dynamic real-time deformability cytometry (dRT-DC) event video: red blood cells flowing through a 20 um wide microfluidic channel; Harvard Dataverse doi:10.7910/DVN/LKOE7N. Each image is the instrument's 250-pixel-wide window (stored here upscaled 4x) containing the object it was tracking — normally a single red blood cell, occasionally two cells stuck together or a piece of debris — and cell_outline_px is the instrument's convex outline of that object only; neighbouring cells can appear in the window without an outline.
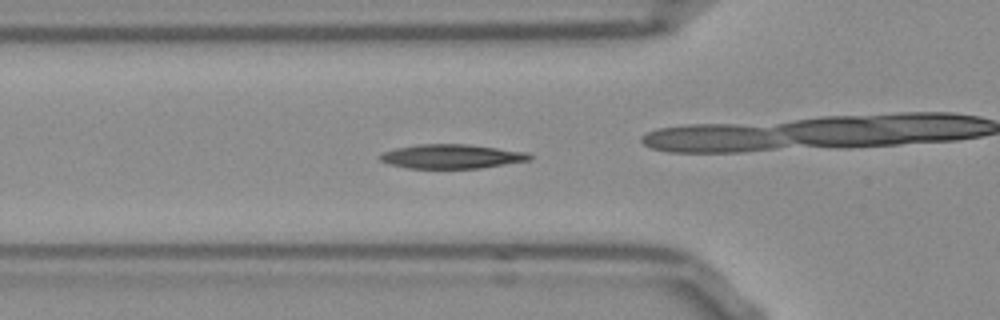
{"species": "Egyptian fruit bat (a non-hibernating species)", "species_latin": "Rousettus aegyptiacus", "temperature_condition": "room temperature", "stored_images_in_passage": 29, "camera_frame_rate_fps": 3000, "um_per_image_px": 0.085, "frame": {"image": 1, "passage_image": 9, "time_ms": 2.667, "image_size_px": [1000, 320], "cell_outline_px": [[532, 160], [480, 168], [408, 168], [392, 164], [380, 160], [380, 156], [384, 152], [396, 148], [420, 144], [468, 144], [524, 152], [532, 156]], "centroid_in_image_um": [38.41, 13.29], "position_along_channel_um": 87.4, "area_um2": 20.75}}